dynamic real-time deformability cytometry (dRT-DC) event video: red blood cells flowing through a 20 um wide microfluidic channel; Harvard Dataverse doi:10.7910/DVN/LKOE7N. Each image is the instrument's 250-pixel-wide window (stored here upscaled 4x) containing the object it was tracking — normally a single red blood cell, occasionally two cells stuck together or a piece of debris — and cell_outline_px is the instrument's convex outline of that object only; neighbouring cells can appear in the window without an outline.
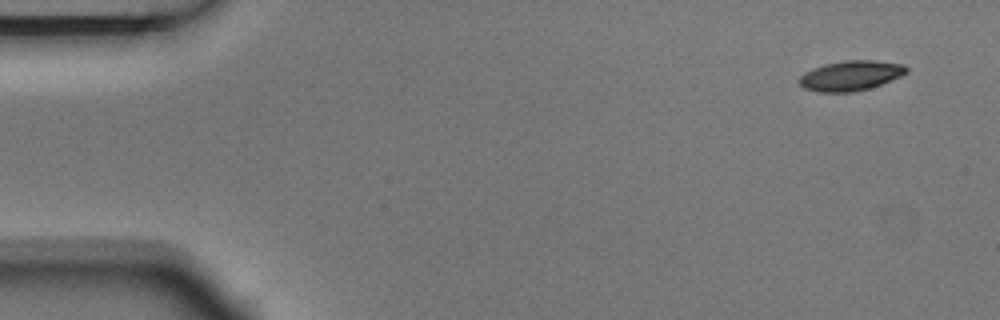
{"species": "Egyptian fruit bat (a non-hibernating species)", "species_latin": "Rousettus aegyptiacus", "temperature_condition": "room temperature", "stored_images_in_passage": 8, "camera_frame_rate_fps": 3000, "um_per_image_px": 0.085, "animal": {"sex": "male"}, "frame": {"image": 1, "passage_image": 1, "time_ms": 0.0, "image_size_px": [1000, 320], "cell_outline_px": [[908, 72], [900, 76], [880, 84], [868, 88], [852, 92], [820, 92], [804, 88], [800, 84], [800, 76], [804, 72], [812, 68], [824, 64], [844, 60], [876, 60], [904, 64], [908, 68]], "centroid_in_image_um": [72.31, 6.41], "position_along_channel_um": 12.7, "area_um2": 18.67}}
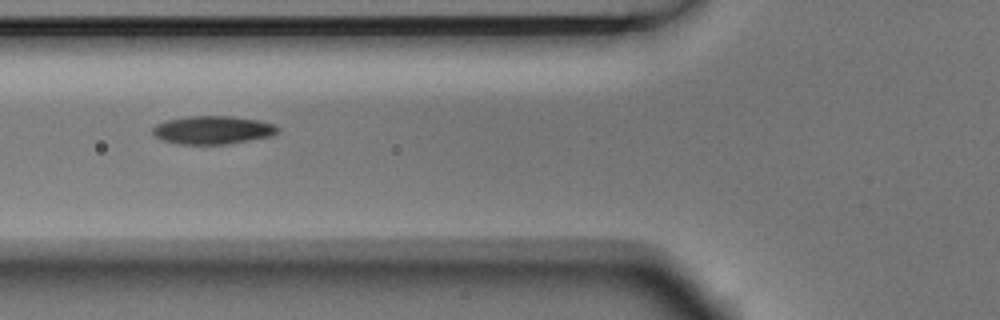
{"frame": {"image": 2, "passage_image": 6, "time_ms": 1.667, "image_size_px": [1000, 320], "cell_outline_px": [[280, 132], [272, 136], [228, 144], [180, 144], [160, 140], [152, 132], [152, 128], [156, 124], [168, 120], [192, 116], [228, 116], [260, 120], [276, 124], [280, 128]], "centroid_in_image_um": [18.13, 11.05], "position_along_channel_um": 107.7, "area_um2": 20.69}}
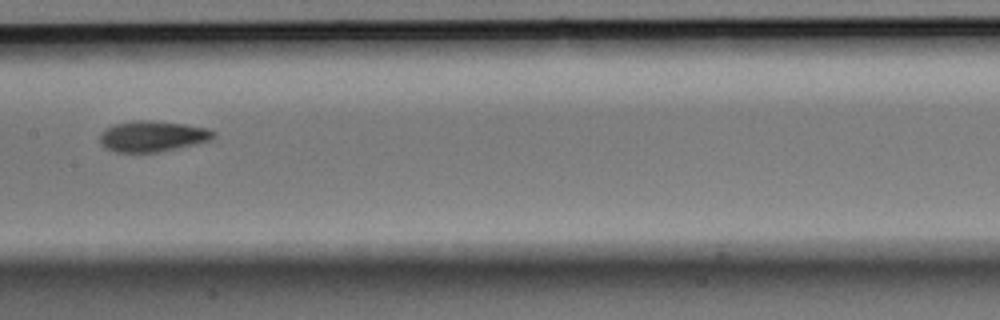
{"frame": {"image": 3, "passage_image": 8, "time_ms": 2.333, "image_size_px": [1000, 320], "cell_outline_px": [[216, 136], [212, 140], [196, 144], [160, 152], [116, 152], [104, 148], [100, 140], [100, 136], [108, 128], [116, 124], [132, 120], [152, 120], [184, 124], [208, 128], [216, 132]], "centroid_in_image_um": [13.02, 11.58], "position_along_channel_um": 194.4, "area_um2": 20.46}}